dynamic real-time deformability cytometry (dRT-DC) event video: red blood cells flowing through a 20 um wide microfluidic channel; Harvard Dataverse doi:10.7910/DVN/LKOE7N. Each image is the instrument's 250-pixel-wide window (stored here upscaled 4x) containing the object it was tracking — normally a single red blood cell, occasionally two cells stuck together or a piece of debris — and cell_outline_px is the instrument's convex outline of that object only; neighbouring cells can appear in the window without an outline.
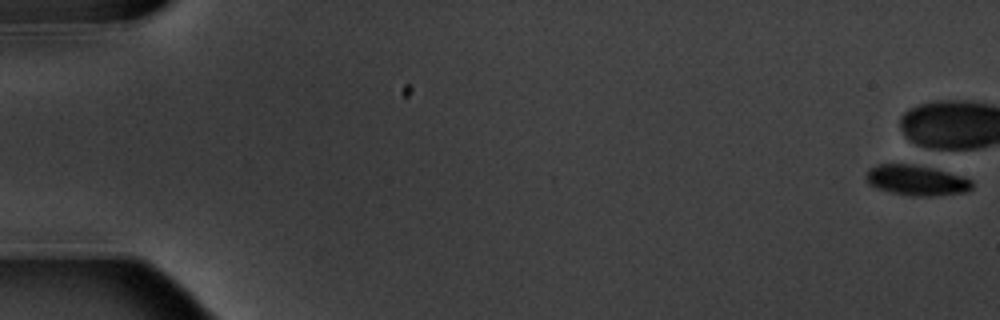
{"species": "common noctule bat (a hibernating species)", "species_latin": "Nyctalus noctula", "temperature_condition": "warm", "stored_images_in_passage": 9, "camera_frame_rate_fps": 3000, "um_per_image_px": 0.085, "animal": {"sex": "male", "body_mass_g": 20.1, "forearm_length_mm": 53.5}, "frame": {"image": 1, "passage_image": 1, "time_ms": 0.0, "image_size_px": [1000, 320], "cell_outline_px": [[972, 188], [968, 192], [932, 196], [912, 196], [892, 192], [876, 188], [868, 184], [868, 168], [880, 164], [912, 164], [932, 168], [948, 172], [972, 180]], "centroid_in_image_um": [77.92, 15.33], "position_along_channel_um": 7.1, "area_um2": 18.55}}